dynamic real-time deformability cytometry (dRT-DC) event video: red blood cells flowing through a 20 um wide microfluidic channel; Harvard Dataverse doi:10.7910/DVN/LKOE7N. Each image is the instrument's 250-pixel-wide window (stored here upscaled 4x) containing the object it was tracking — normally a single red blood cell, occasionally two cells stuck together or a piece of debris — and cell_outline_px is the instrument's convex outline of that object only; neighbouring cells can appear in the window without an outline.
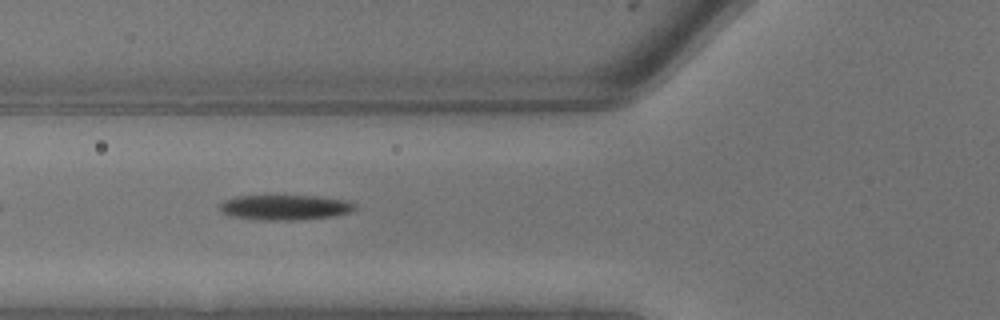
{"species": "common noctule bat (a hibernating species)", "species_latin": "Nyctalus noctula", "temperature_condition": "warm", "stored_images_in_passage": 10, "segment_of_instrument_passage": [2, 2], "camera_frame_rate_fps": 3000, "um_per_image_px": 0.085, "animal": {"sex": "male", "body_mass_g": 13.3}, "frame": {"image": 1, "passage_image": 9, "time_ms": 2.667, "image_size_px": [1000, 320], "cell_outline_px": [[356, 208], [352, 212], [332, 216], [292, 220], [260, 220], [232, 216], [220, 212], [220, 204], [224, 200], [236, 196], [316, 196], [348, 200], [356, 204]], "centroid_in_image_um": [24.24, 17.62], "position_along_channel_um": 101.6, "area_um2": 19.77}}